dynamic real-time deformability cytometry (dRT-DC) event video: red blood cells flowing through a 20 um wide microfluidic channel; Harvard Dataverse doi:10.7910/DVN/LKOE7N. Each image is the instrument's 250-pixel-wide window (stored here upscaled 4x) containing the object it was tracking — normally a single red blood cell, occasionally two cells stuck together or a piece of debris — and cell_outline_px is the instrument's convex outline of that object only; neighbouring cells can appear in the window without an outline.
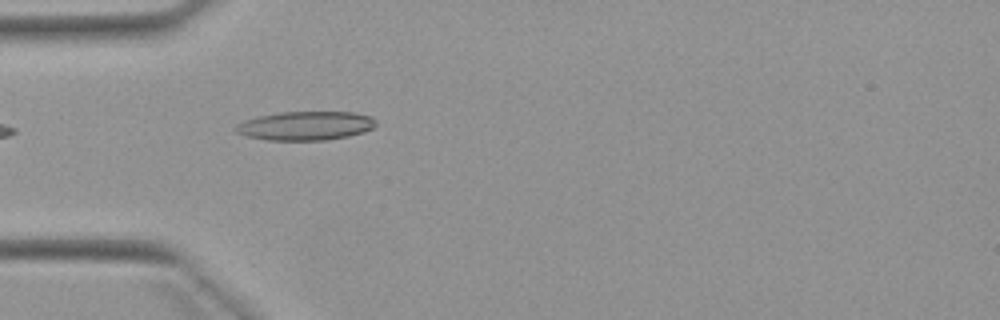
{"species": "Egyptian fruit bat (a non-hibernating species)", "species_latin": "Rousettus aegyptiacus", "temperature_condition": "warm", "stored_images_in_passage": 1, "camera_frame_rate_fps": 3000, "um_per_image_px": 0.085, "animal": {"sex": "female"}, "frame": {"image": 1, "passage_image": 1, "time_ms": 0.0, "image_size_px": [1000, 320], "cell_outline_px": [[376, 124], [372, 128], [364, 132], [348, 136], [328, 140], [268, 140], [248, 136], [236, 132], [232, 128], [236, 124], [244, 120], [260, 116], [280, 112], [352, 112], [372, 116], [376, 120]], "centroid_in_image_um": [25.97, 10.69], "position_along_channel_um": 59.0, "area_um2": 23.64}}